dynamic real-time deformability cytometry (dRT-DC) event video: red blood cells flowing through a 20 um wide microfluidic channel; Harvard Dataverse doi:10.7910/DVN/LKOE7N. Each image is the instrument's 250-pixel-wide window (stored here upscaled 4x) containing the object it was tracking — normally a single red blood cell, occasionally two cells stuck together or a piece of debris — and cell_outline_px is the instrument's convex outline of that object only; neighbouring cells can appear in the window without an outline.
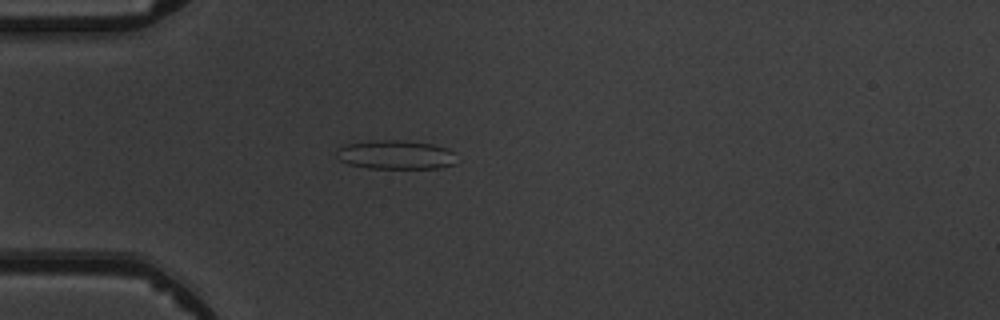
{"species": "common noctule bat (a hibernating species)", "species_latin": "Nyctalus noctula", "temperature_condition": "warm", "stored_images_in_passage": 3, "camera_frame_rate_fps": 3000, "um_per_image_px": 0.085, "animal": {"sex": "male", "body_mass_g": 19.5, "forearm_length_mm": 54.6}, "frame": {"image": 1, "passage_image": 2, "time_ms": 2.0, "image_size_px": [1000, 320], "cell_outline_px": [[460, 160], [456, 164], [440, 168], [368, 168], [348, 164], [340, 160], [336, 156], [336, 148], [348, 144], [368, 140], [404, 140], [432, 144], [448, 148]], "centroid_in_image_um": [33.66, 13.15], "position_along_channel_um": 51.3, "area_um2": 20.63}}